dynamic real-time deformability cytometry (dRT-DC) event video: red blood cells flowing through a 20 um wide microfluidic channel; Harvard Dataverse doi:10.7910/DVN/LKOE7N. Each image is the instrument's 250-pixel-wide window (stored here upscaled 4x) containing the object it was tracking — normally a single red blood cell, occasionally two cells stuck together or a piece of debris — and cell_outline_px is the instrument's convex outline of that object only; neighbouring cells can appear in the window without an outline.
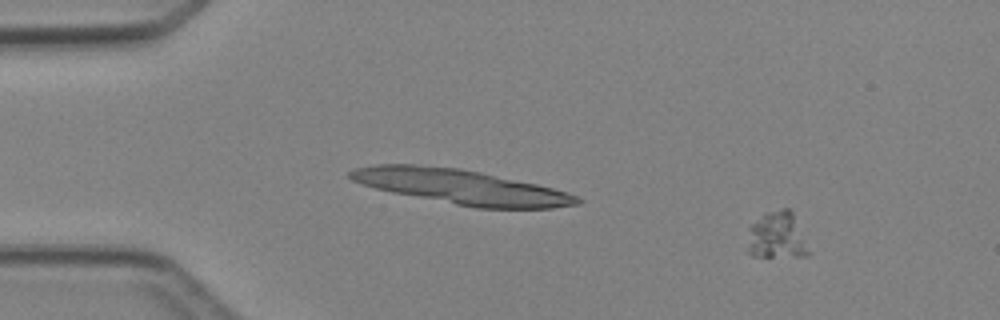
{"species": "Egyptian fruit bat (a non-hibernating species)", "species_latin": "Rousettus aegyptiacus", "temperature_condition": "cold", "stored_images_in_passage": 6, "camera_frame_rate_fps": 3000, "um_per_image_px": 0.085, "animal": {"sex": "female"}, "frame": {"image": 1, "passage_image": 1, "time_ms": 0.0, "image_size_px": [1000, 320], "cell_outline_px": [[808, 256], [752, 256], [748, 252], [748, 228], [752, 224], [768, 212], [784, 208], [788, 208], [792, 212], [808, 252]], "centroid_in_image_um": [65.98, 20.04], "position_along_channel_um": 19.0, "area_um2": 16.01}}
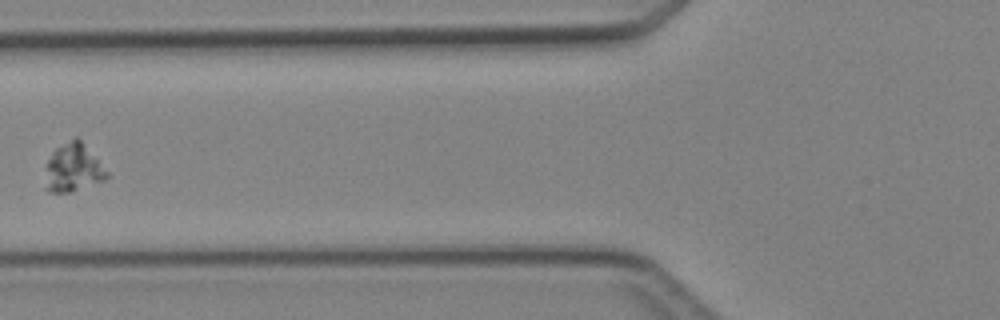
{"frame": {"image": 2, "passage_image": 5, "time_ms": 4.667, "image_size_px": [1000, 320], "cell_outline_px": [[108, 176], [104, 180], [72, 192], [48, 192], [44, 188], [48, 160], [56, 148], [76, 136], [80, 140], [108, 172]], "centroid_in_image_um": [6.2, 14.3], "position_along_channel_um": 119.6, "area_um2": 16.94}}
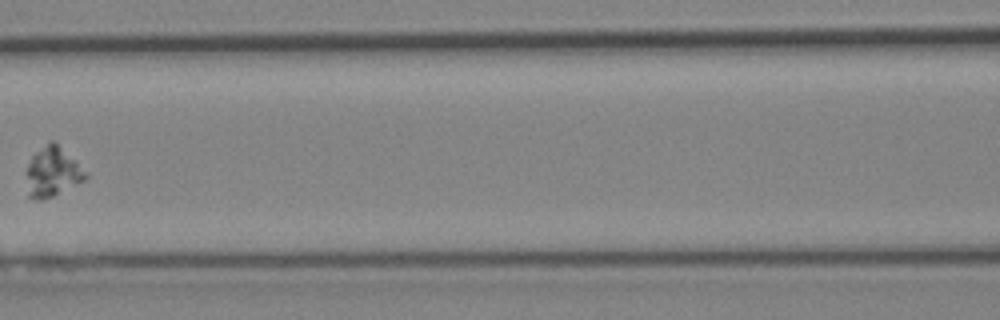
{"frame": {"image": 3, "passage_image": 6, "time_ms": 5.667, "image_size_px": [1000, 320], "cell_outline_px": [[88, 176], [84, 180], [52, 196], [40, 200], [36, 200], [28, 196], [24, 172], [32, 156], [48, 140], [52, 140], [76, 160], [88, 172]], "centroid_in_image_um": [4.43, 14.6], "position_along_channel_um": 162.2, "area_um2": 17.28}}